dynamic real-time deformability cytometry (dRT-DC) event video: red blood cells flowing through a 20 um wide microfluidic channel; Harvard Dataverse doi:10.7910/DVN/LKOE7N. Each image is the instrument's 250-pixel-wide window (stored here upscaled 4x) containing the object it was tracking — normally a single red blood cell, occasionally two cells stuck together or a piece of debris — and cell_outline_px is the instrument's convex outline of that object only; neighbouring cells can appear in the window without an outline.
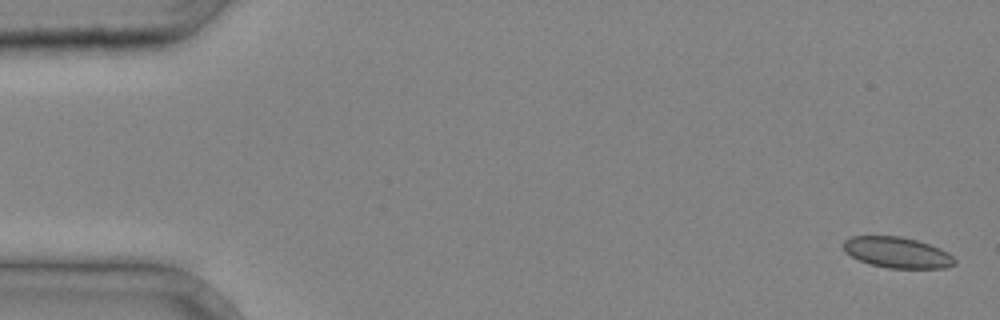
{"species": "common noctule bat (a hibernating species)", "species_latin": "Nyctalus noctula", "temperature_condition": "cold", "stored_images_in_passage": 4, "camera_frame_rate_fps": 3000, "um_per_image_px": 0.085, "animal": {"sex": "male", "body_mass_g": 20.4}, "frame": {"image": 1, "passage_image": 1, "time_ms": 0.0, "image_size_px": [1000, 320], "cell_outline_px": [[956, 264], [944, 268], [888, 268], [872, 264], [860, 260], [844, 252], [844, 240], [852, 236], [900, 236], [916, 240], [940, 248], [948, 252], [956, 260]], "centroid_in_image_um": [76.28, 21.46], "position_along_channel_um": 8.7, "area_um2": 19.88}}